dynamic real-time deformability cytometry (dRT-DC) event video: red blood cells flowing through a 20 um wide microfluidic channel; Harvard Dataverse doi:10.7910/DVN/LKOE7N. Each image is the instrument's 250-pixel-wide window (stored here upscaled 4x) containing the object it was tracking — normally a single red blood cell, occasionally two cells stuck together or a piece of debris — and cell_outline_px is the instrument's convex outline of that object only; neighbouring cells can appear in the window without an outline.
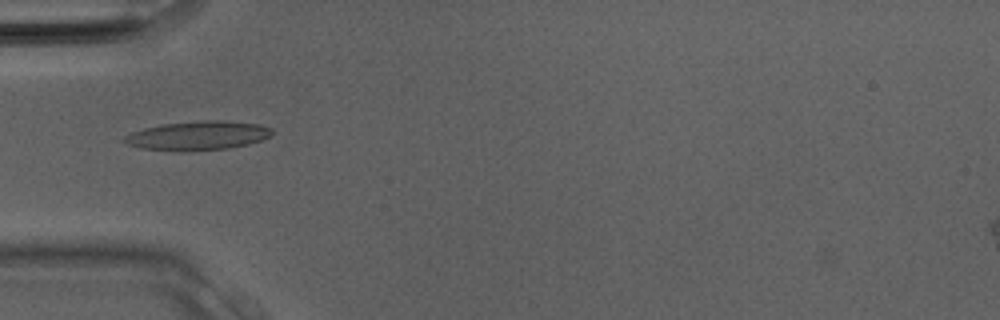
{"species": "Egyptian fruit bat (a non-hibernating species)", "species_latin": "Rousettus aegyptiacus", "temperature_condition": "room temperature", "stored_images_in_passage": 27, "camera_frame_rate_fps": 3000, "um_per_image_px": 0.085, "animal": {"sex": "male"}, "frame": {"image": 1, "passage_image": 5, "time_ms": 1.333, "image_size_px": [1000, 320], "cell_outline_px": [[276, 132], [260, 140], [248, 144], [228, 148], [184, 152], [140, 148], [128, 144], [120, 140], [124, 136], [132, 132], [144, 128], [164, 124], [204, 120], [224, 120], [260, 124], [272, 128]], "centroid_in_image_um": [16.81, 11.53], "position_along_channel_um": 68.2, "area_um2": 25.14}}
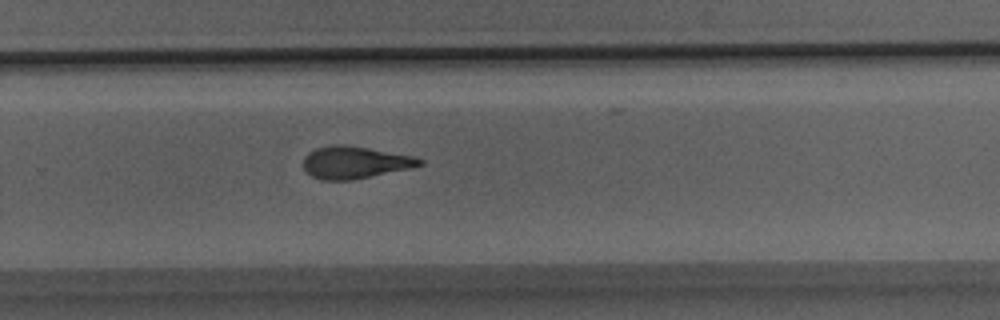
{"frame": {"image": 2, "passage_image": 16, "time_ms": 5.0, "image_size_px": [1000, 320], "cell_outline_px": [[424, 164], [412, 168], [352, 180], [320, 180], [312, 176], [304, 168], [304, 156], [308, 152], [316, 148], [332, 144], [344, 144], [416, 156], [424, 160]], "centroid_in_image_um": [30.19, 13.8], "position_along_channel_um": 299.6, "area_um2": 22.02}}
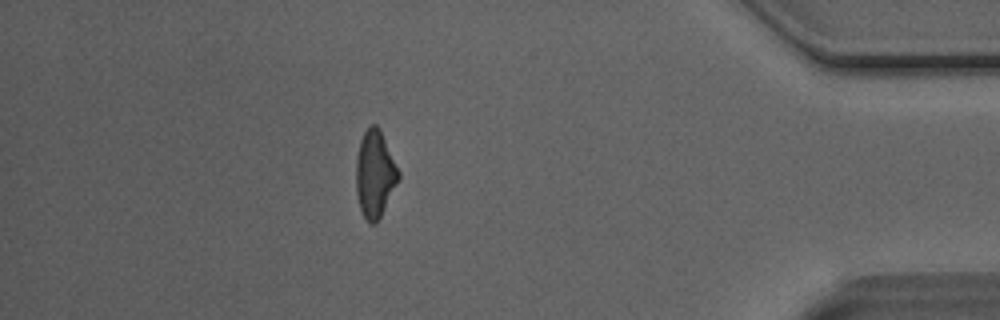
{"frame": {"image": 3, "passage_image": 23, "time_ms": 7.333, "image_size_px": [1000, 320], "cell_outline_px": [[400, 180], [376, 224], [368, 224], [360, 208], [356, 192], [356, 156], [360, 140], [364, 132], [372, 124], [376, 124], [380, 128], [400, 172]], "centroid_in_image_um": [31.87, 14.79], "position_along_channel_um": 403.3, "area_um2": 21.73}}